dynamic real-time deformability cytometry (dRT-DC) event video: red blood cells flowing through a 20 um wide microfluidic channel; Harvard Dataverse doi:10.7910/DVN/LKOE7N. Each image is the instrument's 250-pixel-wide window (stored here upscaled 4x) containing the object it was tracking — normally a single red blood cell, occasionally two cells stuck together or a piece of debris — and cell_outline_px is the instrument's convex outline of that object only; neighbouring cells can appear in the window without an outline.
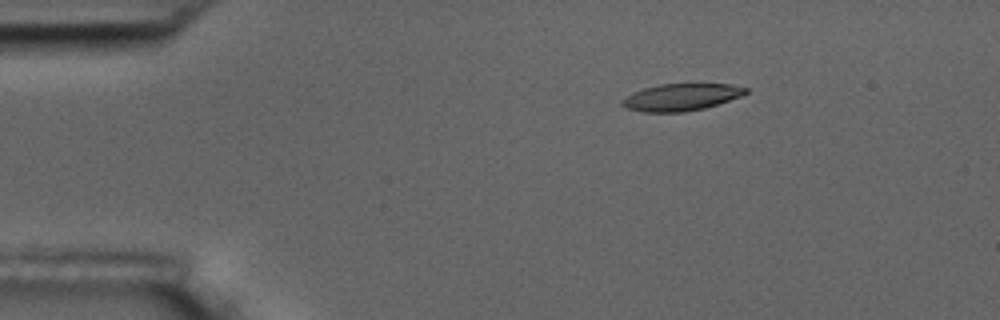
{"species": "common noctule bat (a hibernating species)", "species_latin": "Nyctalus noctula", "temperature_condition": "room temperature", "stored_images_in_passage": 5, "camera_frame_rate_fps": 3000, "um_per_image_px": 0.085, "animal": {"sex": "male", "body_mass_g": 17.5, "forearm_length_mm": 52.3}, "frame": {"image": 1, "passage_image": 3, "time_ms": 2.333, "image_size_px": [1000, 320], "cell_outline_px": [[748, 92], [740, 96], [704, 108], [684, 112], [644, 112], [628, 108], [620, 104], [620, 100], [644, 88], [660, 84], [732, 84], [748, 88]], "centroid_in_image_um": [57.9, 8.25], "position_along_channel_um": 27.1, "area_um2": 19.19}}